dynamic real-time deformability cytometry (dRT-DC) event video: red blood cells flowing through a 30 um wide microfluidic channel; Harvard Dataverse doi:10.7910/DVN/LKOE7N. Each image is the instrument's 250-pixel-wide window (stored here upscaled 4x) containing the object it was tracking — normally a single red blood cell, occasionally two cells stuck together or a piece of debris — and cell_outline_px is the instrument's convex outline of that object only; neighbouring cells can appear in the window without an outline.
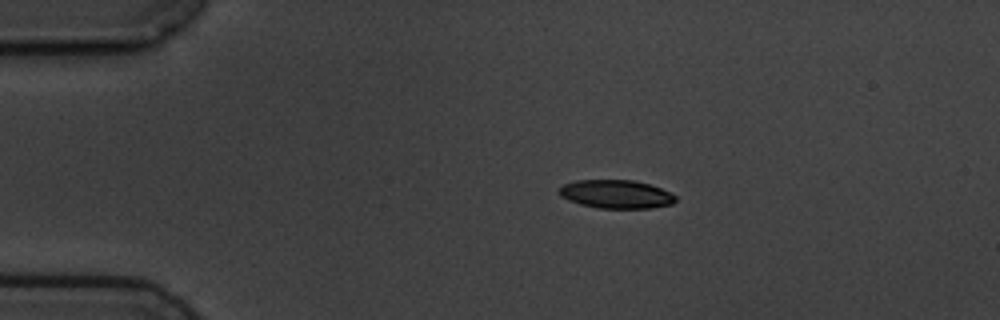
{"species": "common noctule bat (a hibernating species)", "species_latin": "Nyctalus noctula", "temperature_condition": "cold", "stored_images_in_passage": 8, "camera_frame_rate_fps": 3000, "um_per_image_px": 0.085, "animal": {"sex": "male", "body_mass_g": 19.5, "forearm_length_mm": 54.6}, "frame": {"image": 1, "passage_image": 3, "time_ms": 2.333, "image_size_px": [1000, 320], "cell_outline_px": [[676, 200], [672, 204], [652, 208], [600, 208], [580, 204], [568, 200], [560, 196], [556, 192], [564, 184], [576, 180], [636, 180], [660, 188], [676, 196]], "centroid_in_image_um": [52.34, 16.5], "position_along_channel_um": 32.7, "area_um2": 19.31}}
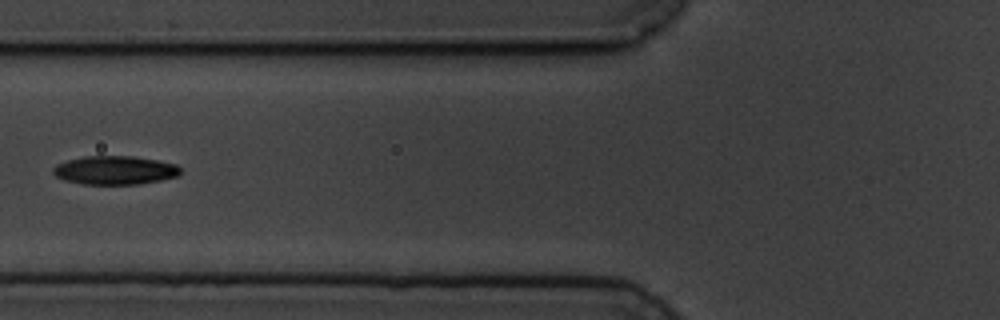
{"frame": {"image": 2, "passage_image": 6, "time_ms": 6.0, "image_size_px": [1000, 320], "cell_outline_px": [[180, 176], [140, 184], [84, 184], [64, 180], [56, 176], [52, 172], [52, 168], [56, 164], [68, 160], [84, 156], [132, 156], [156, 160], [176, 164], [180, 168]], "centroid_in_image_um": [9.76, 14.47], "position_along_channel_um": 116.0, "area_um2": 21.27}}
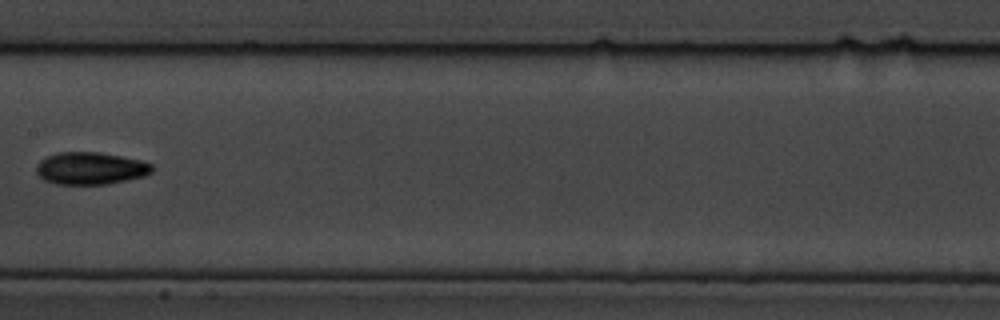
{"frame": {"image": 3, "passage_image": 8, "time_ms": 8.333, "image_size_px": [1000, 320], "cell_outline_px": [[152, 172], [144, 176], [128, 180], [108, 184], [56, 184], [44, 180], [36, 172], [36, 164], [40, 160], [56, 152], [100, 152], [140, 160], [152, 164]], "centroid_in_image_um": [7.68, 14.31], "position_along_channel_um": 199.7, "area_um2": 21.85}}